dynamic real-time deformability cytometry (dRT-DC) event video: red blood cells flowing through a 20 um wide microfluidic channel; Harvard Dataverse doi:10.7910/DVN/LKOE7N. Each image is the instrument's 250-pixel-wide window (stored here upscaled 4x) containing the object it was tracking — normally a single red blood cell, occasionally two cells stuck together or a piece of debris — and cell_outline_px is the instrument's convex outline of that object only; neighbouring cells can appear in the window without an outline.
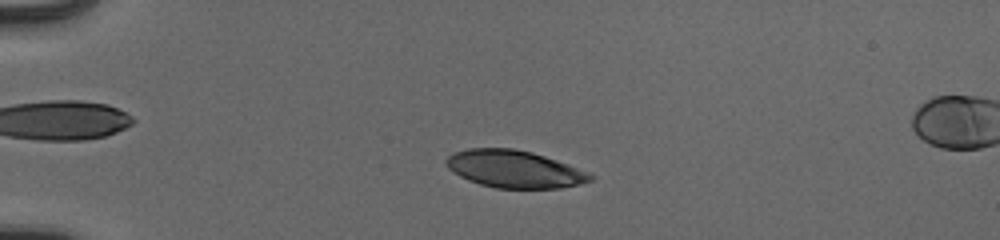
{"species": "human", "species_latin": "Homo sapiens", "temperature_condition": "cold", "stored_images_in_passage": 53, "camera_frame_rate_fps": 3000, "um_per_image_px": 0.085, "donor": {"sex": "male"}, "frame": {"image": 1, "passage_image": 14, "time_ms": 4.333, "image_size_px": [1000, 240], "cell_outline_px": [[592, 180], [580, 184], [560, 188], [496, 188], [480, 184], [468, 180], [452, 172], [444, 164], [444, 160], [452, 152], [468, 148], [516, 148], [532, 152], [568, 164], [588, 172], [592, 176]], "centroid_in_image_um": [43.66, 14.36], "position_along_channel_um": 41.3, "area_um2": 31.5}}
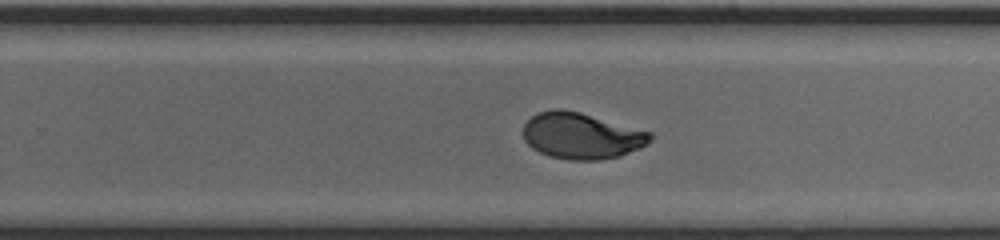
{"frame": {"image": 2, "passage_image": 36, "time_ms": 11.667, "image_size_px": [1000, 240], "cell_outline_px": [[652, 140], [640, 148], [620, 156], [600, 160], [568, 160], [548, 156], [532, 148], [524, 140], [524, 124], [536, 112], [552, 108], [560, 108], [580, 112], [652, 132]], "centroid_in_image_um": [49.42, 11.54], "position_along_channel_um": 280.4, "area_um2": 34.45}}
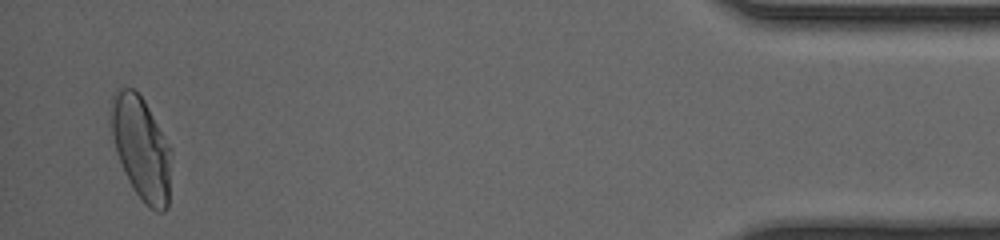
{"frame": {"image": 3, "passage_image": 52, "time_ms": 17.0, "image_size_px": [1000, 240], "cell_outline_px": [[172, 152], [168, 208], [164, 212], [156, 212], [148, 208], [132, 188], [124, 172], [116, 152], [112, 132], [112, 92], [116, 88], [132, 88], [144, 100], [172, 148]], "centroid_in_image_um": [12.04, 12.64], "position_along_channel_um": 423.2, "area_um2": 36.41}, "authors_computed_cell_mechanics": {"area_um2": 34.102, "velocity_mm_per_s": 3.9635, "shape_relaxation_time_tau1_ms": 4.1771, "shape_relaxation_time_tau2_ms": 0.6503, "deformation_change_tau1": 0.1931, "deformation_change_tau2": 0.0436}}